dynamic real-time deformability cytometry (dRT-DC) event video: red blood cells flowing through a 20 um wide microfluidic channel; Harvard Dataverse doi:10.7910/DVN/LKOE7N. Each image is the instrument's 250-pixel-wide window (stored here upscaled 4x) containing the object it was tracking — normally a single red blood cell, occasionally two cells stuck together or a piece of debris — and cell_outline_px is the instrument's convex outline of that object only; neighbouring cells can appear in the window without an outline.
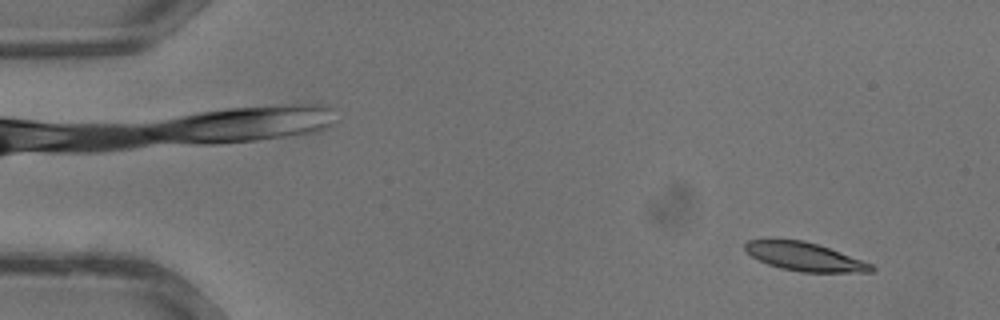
{"species": "common noctule bat (a hibernating species)", "species_latin": "Nyctalus noctula", "temperature_condition": "warm", "stored_images_in_passage": 36, "camera_frame_rate_fps": 3000, "um_per_image_px": 0.085, "animal": {"sex": "male", "body_mass_g": 13.3}, "frame": {"image": 1, "passage_image": 4, "time_ms": 1.0, "image_size_px": [1000, 320], "cell_outline_px": [[876, 268], [872, 272], [800, 272], [780, 268], [768, 264], [752, 256], [744, 248], [744, 244], [748, 240], [768, 236], [772, 236], [804, 240], [828, 248], [872, 264]], "centroid_in_image_um": [68.29, 21.77], "position_along_channel_um": 16.7, "area_um2": 21.39}}
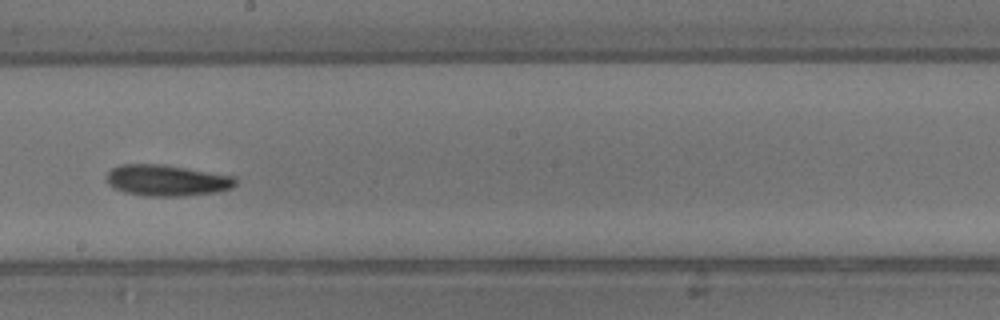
{"frame": {"image": 2, "passage_image": 21, "time_ms": 6.667, "image_size_px": [1000, 320], "cell_outline_px": [[236, 184], [232, 188], [216, 192], [184, 196], [148, 196], [124, 192], [112, 188], [108, 184], [108, 172], [112, 168], [120, 164], [164, 164], [232, 176], [236, 180]], "centroid_in_image_um": [14.16, 15.33], "position_along_channel_um": 234.0, "area_um2": 23.35}}
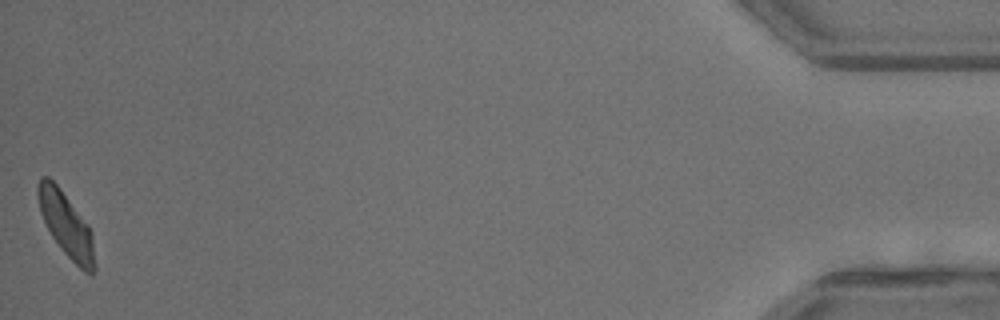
{"frame": {"image": 3, "passage_image": 36, "time_ms": 11.667, "image_size_px": [1000, 320], "cell_outline_px": [[96, 268], [92, 272], [84, 272], [60, 248], [52, 236], [40, 212], [36, 196], [36, 188], [40, 176], [48, 176], [60, 188], [88, 224], [92, 232], [96, 264]], "centroid_in_image_um": [5.62, 19.08], "position_along_channel_um": 429.6, "area_um2": 21.27}}